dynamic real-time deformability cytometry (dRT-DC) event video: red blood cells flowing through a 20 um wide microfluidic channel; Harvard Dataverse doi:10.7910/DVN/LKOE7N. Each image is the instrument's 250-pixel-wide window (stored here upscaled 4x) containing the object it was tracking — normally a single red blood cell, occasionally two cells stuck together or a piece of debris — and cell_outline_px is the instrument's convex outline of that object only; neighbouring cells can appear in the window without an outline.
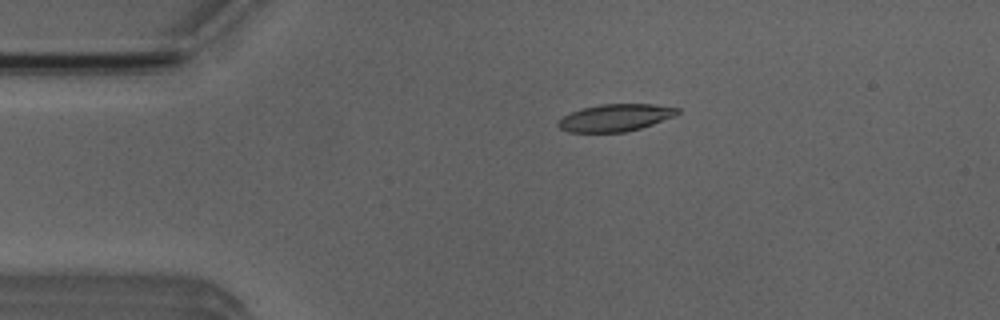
{"species": "Egyptian fruit bat (a non-hibernating species)", "species_latin": "Rousettus aegyptiacus", "temperature_condition": "room temperature", "stored_images_in_passage": 2, "camera_frame_rate_fps": 3000, "um_per_image_px": 0.085, "animal": {"sex": "male"}, "frame": {"image": 1, "passage_image": 1, "time_ms": 0.0, "image_size_px": [1000, 320], "cell_outline_px": [[680, 112], [676, 116], [640, 128], [624, 132], [568, 132], [560, 128], [556, 124], [564, 116], [580, 108], [600, 104], [652, 104], [680, 108]], "centroid_in_image_um": [52.32, 10.0], "position_along_channel_um": 32.7, "area_um2": 18.9}}